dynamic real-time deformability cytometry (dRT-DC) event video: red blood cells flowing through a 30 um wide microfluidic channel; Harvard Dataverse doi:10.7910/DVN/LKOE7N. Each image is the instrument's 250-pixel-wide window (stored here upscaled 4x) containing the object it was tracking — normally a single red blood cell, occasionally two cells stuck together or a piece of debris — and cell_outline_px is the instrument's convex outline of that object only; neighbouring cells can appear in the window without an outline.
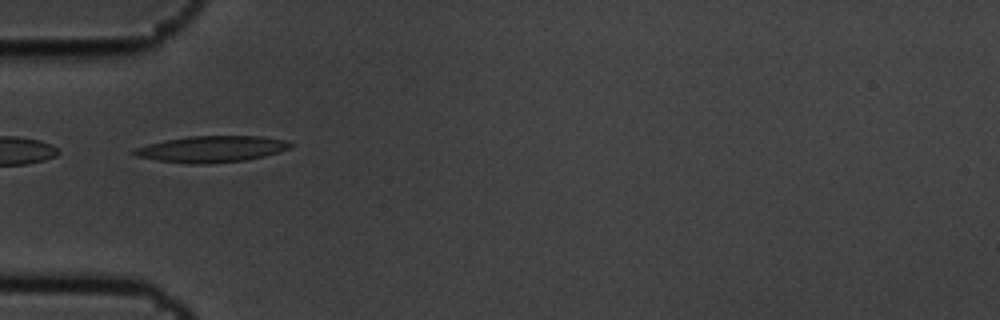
{"species": "common noctule bat (a hibernating species)", "species_latin": "Nyctalus noctula", "temperature_condition": "cold", "stored_images_in_passage": 5, "camera_frame_rate_fps": 3000, "um_per_image_px": 0.085, "animal": {"sex": "male", "body_mass_g": 19.5, "forearm_length_mm": 54.6}, "frame": {"image": 1, "passage_image": 1, "time_ms": 0.0, "image_size_px": [1000, 320], "cell_outline_px": [[292, 148], [280, 152], [264, 156], [244, 160], [208, 164], [192, 164], [156, 160], [136, 156], [128, 152], [136, 148], [148, 144], [164, 140], [188, 136], [260, 136], [288, 140], [292, 144]], "centroid_in_image_um": [17.99, 12.67], "position_along_channel_um": 67.0, "area_um2": 24.16}}
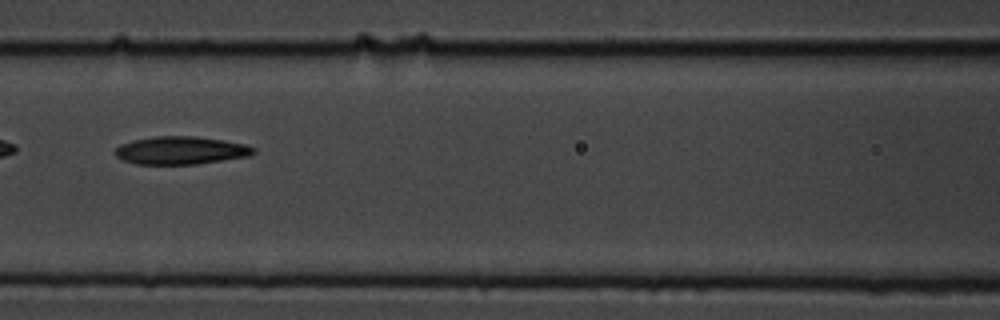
{"frame": {"image": 2, "passage_image": 3, "time_ms": 0.667, "image_size_px": [1000, 320], "cell_outline_px": [[256, 152], [248, 156], [196, 164], [136, 164], [124, 160], [116, 156], [112, 152], [120, 144], [132, 140], [156, 136], [196, 136], [224, 140], [244, 144], [256, 148]], "centroid_in_image_um": [15.34, 12.78], "position_along_channel_um": 151.3, "area_um2": 22.54}}
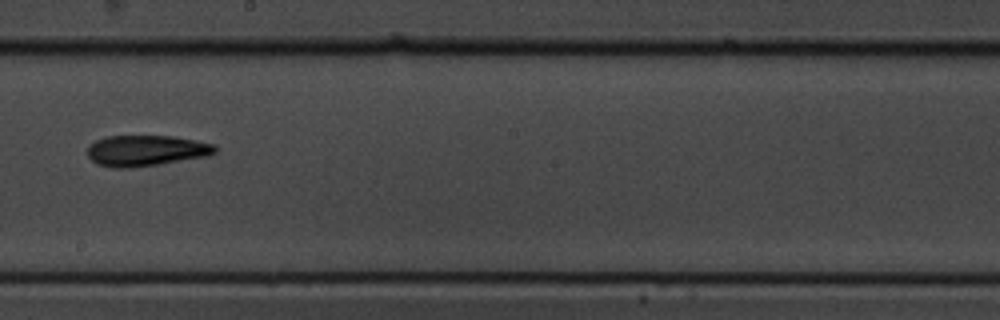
{"frame": {"image": 3, "passage_image": 5, "time_ms": 1.333, "image_size_px": [1000, 320], "cell_outline_px": [[216, 152], [208, 156], [156, 164], [128, 168], [116, 168], [96, 164], [88, 156], [88, 148], [96, 140], [108, 136], [172, 136], [196, 140], [216, 144]], "centroid_in_image_um": [12.43, 12.79], "position_along_channel_um": 235.8, "area_um2": 22.77}}